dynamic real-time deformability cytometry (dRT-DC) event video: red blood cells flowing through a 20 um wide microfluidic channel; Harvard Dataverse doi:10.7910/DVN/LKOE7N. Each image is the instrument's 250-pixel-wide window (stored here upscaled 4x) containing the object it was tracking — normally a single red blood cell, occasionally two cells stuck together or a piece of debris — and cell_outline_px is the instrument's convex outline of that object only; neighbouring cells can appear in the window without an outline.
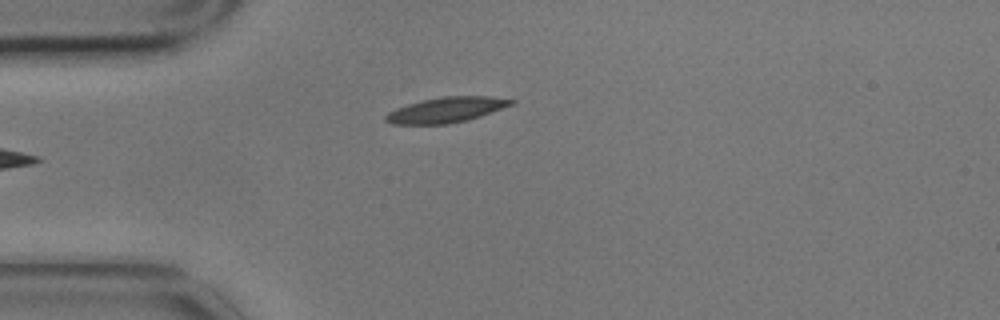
{"species": "common noctule bat (a hibernating species)", "species_latin": "Nyctalus noctula", "temperature_condition": "cold", "stored_images_in_passage": 3, "camera_frame_rate_fps": 3000, "um_per_image_px": 0.085, "animal": {"sex": "male", "body_mass_g": 17.9}, "frame": {"image": 1, "passage_image": 1, "time_ms": 0.0, "image_size_px": [1000, 320], "cell_outline_px": [[516, 100], [512, 104], [480, 116], [468, 120], [448, 124], [392, 124], [384, 120], [384, 116], [388, 112], [396, 108], [408, 104], [440, 96], [488, 96]], "centroid_in_image_um": [37.89, 9.34], "position_along_channel_um": 47.1, "area_um2": 18.38}}